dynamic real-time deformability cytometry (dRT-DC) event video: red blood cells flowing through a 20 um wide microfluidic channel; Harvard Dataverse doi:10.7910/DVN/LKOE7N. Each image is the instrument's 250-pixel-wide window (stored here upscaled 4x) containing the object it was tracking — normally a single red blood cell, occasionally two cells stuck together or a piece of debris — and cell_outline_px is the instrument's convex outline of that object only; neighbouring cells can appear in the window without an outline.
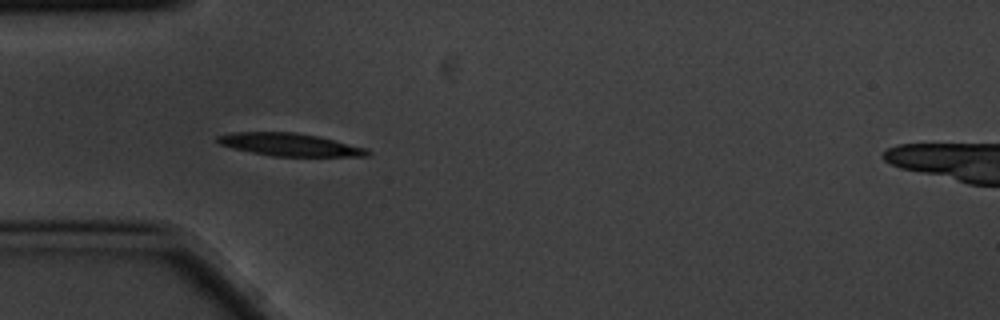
{"species": "common noctule bat (a hibernating species)", "species_latin": "Nyctalus noctula", "temperature_condition": "cold", "stored_images_in_passage": 5, "camera_frame_rate_fps": 3000, "um_per_image_px": 0.085, "animal": {"sex": "male", "body_mass_g": 20.1, "forearm_length_mm": 53.5}, "frame": {"image": 1, "passage_image": 4, "time_ms": 1.0, "image_size_px": [1000, 320], "cell_outline_px": [[372, 152], [368, 156], [272, 156], [232, 148], [220, 144], [216, 140], [216, 136], [232, 132], [296, 132], [320, 136], [368, 148]], "centroid_in_image_um": [24.66, 12.28], "position_along_channel_um": 60.3, "area_um2": 20.0}}